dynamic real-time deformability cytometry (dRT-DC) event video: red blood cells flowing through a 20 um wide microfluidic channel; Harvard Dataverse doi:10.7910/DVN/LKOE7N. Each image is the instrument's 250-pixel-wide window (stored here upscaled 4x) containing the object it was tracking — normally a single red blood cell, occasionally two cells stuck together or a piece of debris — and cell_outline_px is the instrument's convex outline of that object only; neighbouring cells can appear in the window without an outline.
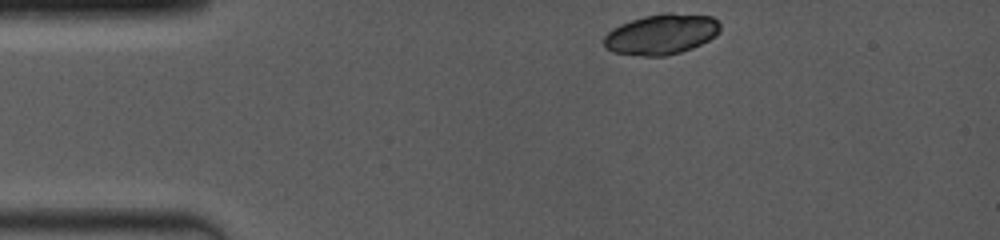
{"species": "common noctule bat (a hibernating species)", "species_latin": "Nyctalus noctula", "temperature_condition": "room temperature", "stored_images_in_passage": 11, "camera_frame_rate_fps": 4000, "um_per_image_px": 0.085, "animal": {"sex": "female", "body_mass_g": 19.0, "forearm_length_mm": 53.3}, "frame": {"image": 1, "passage_image": 1, "time_ms": 0.0, "image_size_px": [1000, 240], "cell_outline_px": [[720, 32], [716, 36], [692, 48], [680, 52], [664, 56], [644, 56], [612, 52], [604, 48], [604, 36], [612, 28], [620, 24], [644, 16], [664, 12], [668, 12], [712, 16], [720, 24]], "centroid_in_image_um": [56.21, 2.9], "position_along_channel_um": 28.8, "area_um2": 27.51}}
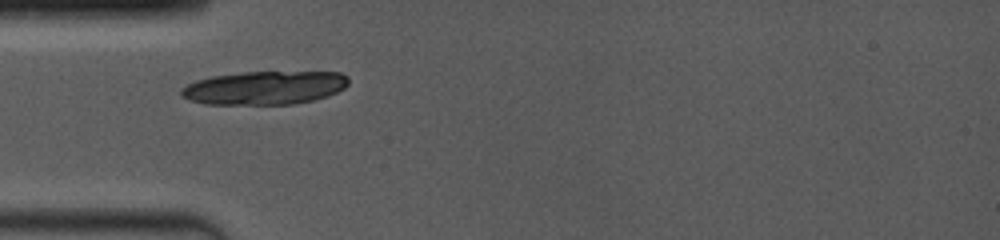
{"frame": {"image": 2, "passage_image": 11, "time_ms": 2.25, "image_size_px": [1000, 240], "cell_outline_px": [[348, 84], [344, 88], [328, 96], [296, 104], [204, 104], [188, 100], [180, 96], [180, 88], [196, 80], [212, 76], [244, 72], [340, 72], [348, 76]], "centroid_in_image_um": [22.47, 7.46], "position_along_channel_um": 62.5, "area_um2": 32.77}}